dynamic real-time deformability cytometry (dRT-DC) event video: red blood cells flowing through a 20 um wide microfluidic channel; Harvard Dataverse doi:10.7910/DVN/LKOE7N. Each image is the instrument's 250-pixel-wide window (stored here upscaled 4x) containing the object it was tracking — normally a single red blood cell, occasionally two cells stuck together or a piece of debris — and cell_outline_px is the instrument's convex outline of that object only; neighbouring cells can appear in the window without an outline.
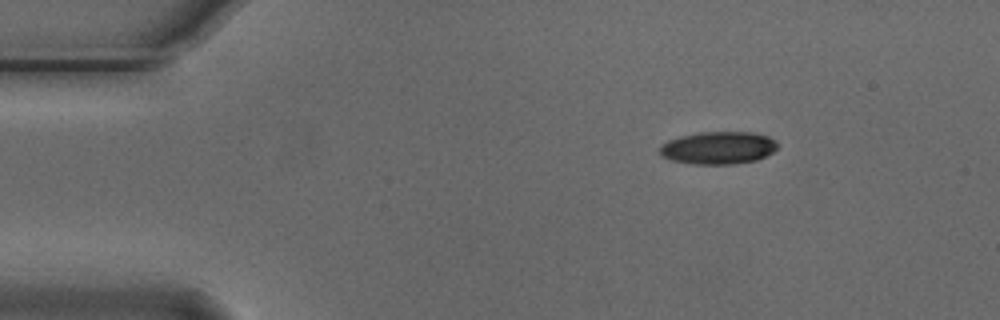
{"species": "Egyptian fruit bat (a non-hibernating species)", "species_latin": "Rousettus aegyptiacus", "temperature_condition": "cold", "stored_images_in_passage": 3, "camera_frame_rate_fps": 3000, "um_per_image_px": 0.085, "animal": {"sex": "male"}, "frame": {"image": 1, "passage_image": 1, "time_ms": 0.0, "image_size_px": [1000, 320], "cell_outline_px": [[776, 148], [772, 152], [756, 160], [736, 164], [692, 164], [672, 160], [660, 156], [660, 144], [668, 140], [680, 136], [700, 132], [752, 132], [768, 136], [776, 140]], "centroid_in_image_um": [61.02, 12.56], "position_along_channel_um": 24.0, "area_um2": 22.43}}